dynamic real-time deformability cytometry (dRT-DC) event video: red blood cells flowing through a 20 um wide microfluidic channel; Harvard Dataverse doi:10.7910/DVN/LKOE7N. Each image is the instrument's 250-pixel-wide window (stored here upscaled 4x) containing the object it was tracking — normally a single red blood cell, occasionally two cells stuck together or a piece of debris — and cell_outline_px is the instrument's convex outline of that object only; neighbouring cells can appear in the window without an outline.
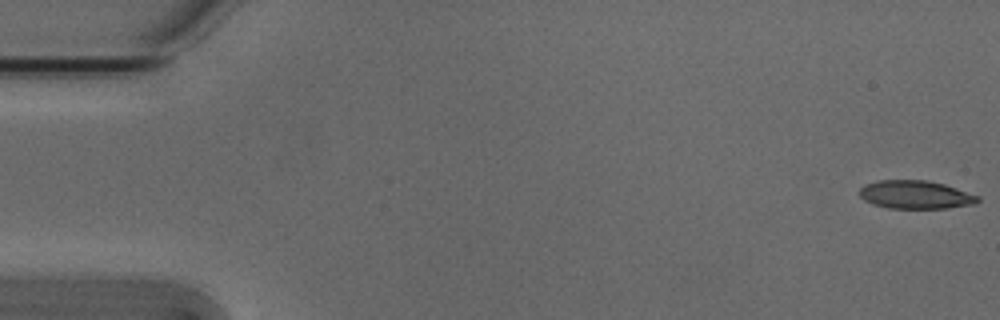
{"species": "Egyptian fruit bat (a non-hibernating species)", "species_latin": "Rousettus aegyptiacus", "temperature_condition": "cold", "stored_images_in_passage": 54, "camera_frame_rate_fps": 3000, "um_per_image_px": 0.085, "animal": {"sex": "male"}, "frame": {"image": 1, "passage_image": 1, "time_ms": 0.0, "image_size_px": [1000, 320], "cell_outline_px": [[980, 200], [976, 204], [948, 208], [888, 208], [872, 204], [864, 200], [860, 196], [860, 188], [864, 184], [876, 180], [928, 180], [944, 184], [980, 196]], "centroid_in_image_um": [77.82, 16.54], "position_along_channel_um": 7.2, "area_um2": 19.65}}
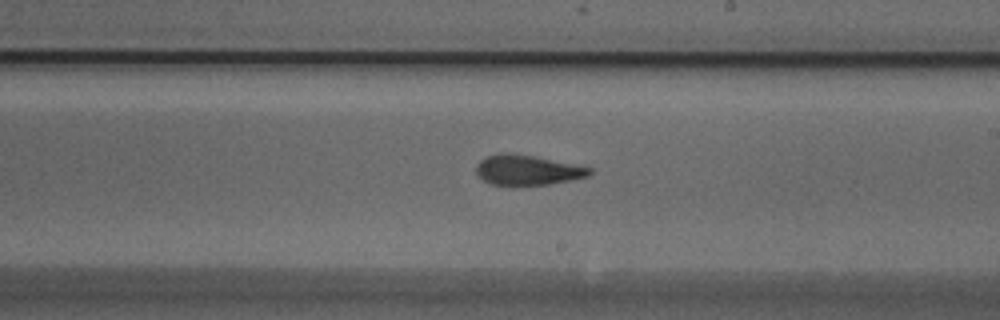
{"frame": {"image": 2, "passage_image": 31, "time_ms": 10.0, "image_size_px": [1000, 320], "cell_outline_px": [[592, 172], [588, 176], [548, 184], [512, 188], [492, 184], [484, 180], [476, 172], [476, 164], [480, 160], [488, 156], [500, 152], [508, 152], [532, 156], [592, 168]], "centroid_in_image_um": [44.76, 14.49], "position_along_channel_um": 244.2, "area_um2": 20.11}}
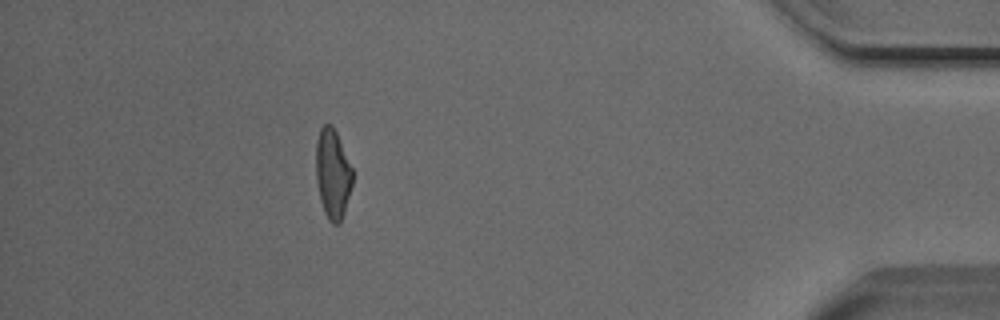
{"frame": {"image": 3, "passage_image": 48, "time_ms": 15.667, "image_size_px": [1000, 320], "cell_outline_px": [[352, 184], [344, 212], [340, 224], [332, 224], [328, 220], [324, 212], [320, 200], [316, 180], [316, 140], [320, 128], [324, 124], [332, 124], [336, 132], [352, 168]], "centroid_in_image_um": [28.26, 14.78], "position_along_channel_um": 406.9, "area_um2": 19.07}, "authors_computed_cell_mechanics": {"area_um2": 20.0566, "velocity_mm_per_s": 3.8325, "shape_relaxation_time_tau1_ms": 3.694, "shape_relaxation_time_tau2_ms": 2.6581, "deformation_change_tau1": 0.1641, "deformation_change_tau2": 0.1186}}